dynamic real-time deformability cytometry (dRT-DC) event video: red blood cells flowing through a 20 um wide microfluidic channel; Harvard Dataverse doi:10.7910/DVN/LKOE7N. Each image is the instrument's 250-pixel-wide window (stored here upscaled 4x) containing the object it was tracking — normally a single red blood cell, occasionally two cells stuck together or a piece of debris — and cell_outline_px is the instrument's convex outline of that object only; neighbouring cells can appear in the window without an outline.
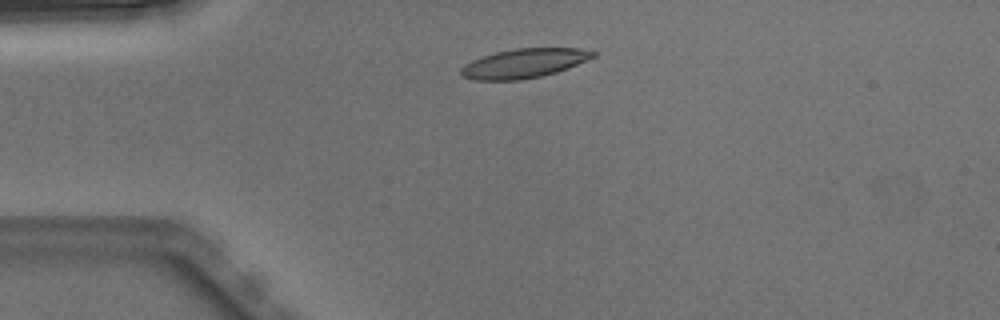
{"species": "Egyptian fruit bat (a non-hibernating species)", "species_latin": "Rousettus aegyptiacus", "temperature_condition": "warm", "stored_images_in_passage": 3, "camera_frame_rate_fps": 3000, "um_per_image_px": 0.085, "animal": {"sex": "male"}, "frame": {"image": 1, "passage_image": 1, "time_ms": 0.0, "image_size_px": [1000, 320], "cell_outline_px": [[596, 56], [568, 68], [556, 72], [540, 76], [520, 80], [476, 80], [464, 76], [460, 72], [460, 68], [464, 64], [472, 60], [496, 52], [516, 48], [580, 48], [596, 52]], "centroid_in_image_um": [44.55, 5.38], "position_along_channel_um": 40.4, "area_um2": 22.37}}
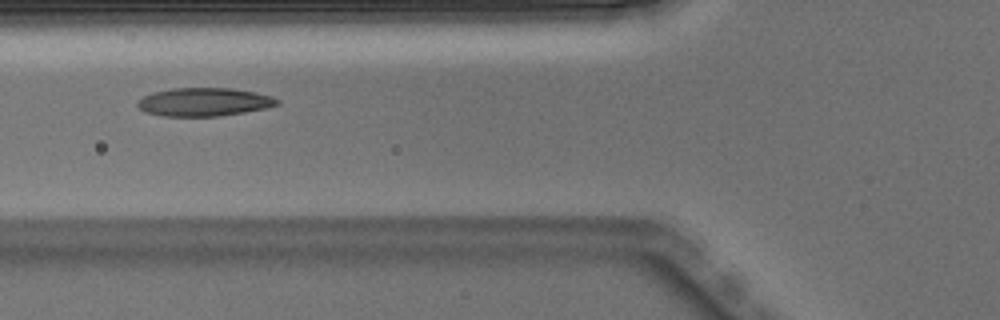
{"frame": {"image": 2, "passage_image": 3, "time_ms": 0.667, "image_size_px": [1000, 320], "cell_outline_px": [[280, 104], [268, 108], [220, 116], [164, 116], [144, 112], [136, 104], [136, 100], [152, 92], [172, 88], [232, 88], [256, 92], [272, 96], [280, 100]], "centroid_in_image_um": [17.36, 8.66], "position_along_channel_um": 108.4, "area_um2": 23.29}}